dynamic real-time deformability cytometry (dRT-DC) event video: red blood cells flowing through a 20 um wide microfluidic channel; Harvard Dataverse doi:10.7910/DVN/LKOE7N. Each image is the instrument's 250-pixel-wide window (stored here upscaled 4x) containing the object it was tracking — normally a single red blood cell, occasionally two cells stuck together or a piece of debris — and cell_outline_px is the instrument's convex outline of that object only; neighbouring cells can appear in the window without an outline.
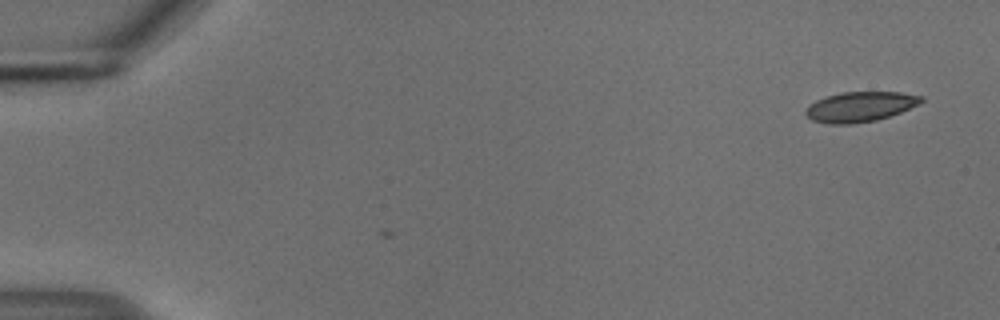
{"species": "common noctule bat (a hibernating species)", "species_latin": "Nyctalus noctula", "temperature_condition": "cold", "stored_images_in_passage": 53, "camera_frame_rate_fps": 3000, "um_per_image_px": 0.085, "animal": {"sex": "male", "body_mass_g": 18.8}, "frame": {"image": 1, "passage_image": 1, "time_ms": 0.0, "image_size_px": [1000, 320], "cell_outline_px": [[924, 100], [900, 112], [876, 120], [852, 124], [828, 124], [812, 120], [804, 112], [808, 104], [824, 96], [840, 92], [900, 92], [924, 96]], "centroid_in_image_um": [73.05, 9.06], "position_along_channel_um": 11.9, "area_um2": 20.23}}
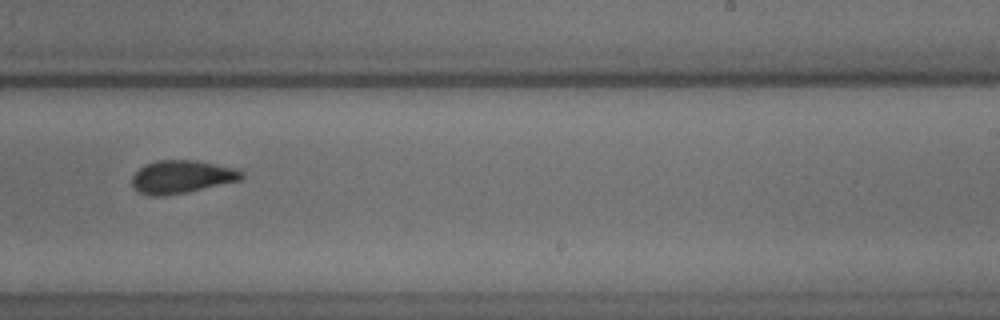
{"frame": {"image": 2, "passage_image": 33, "time_ms": 10.667, "image_size_px": [1000, 320], "cell_outline_px": [[244, 176], [240, 180], [188, 192], [164, 196], [152, 196], [140, 192], [132, 188], [132, 176], [144, 164], [156, 160], [196, 160], [240, 168], [244, 172]], "centroid_in_image_um": [15.47, 15.02], "position_along_channel_um": 273.5, "area_um2": 21.39}}
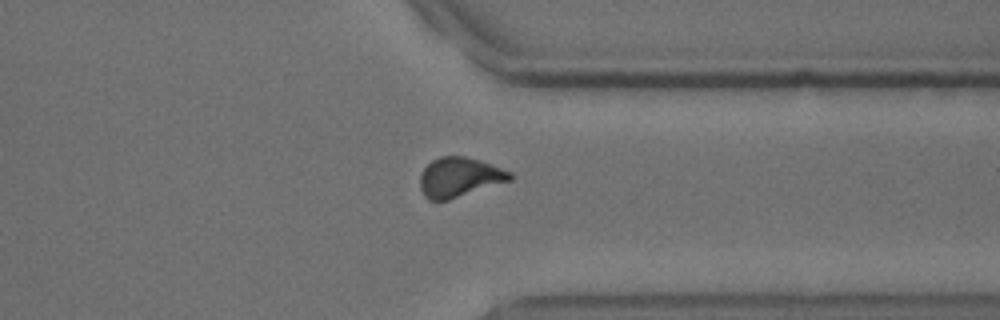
{"frame": {"image": 3, "passage_image": 41, "time_ms": 13.333, "image_size_px": [1000, 320], "cell_outline_px": [[512, 180], [448, 200], [428, 200], [424, 196], [420, 188], [420, 176], [424, 168], [432, 160], [440, 156], [464, 156], [480, 160], [512, 172]], "centroid_in_image_um": [39.04, 15.06], "position_along_channel_um": 372.4, "area_um2": 20.75}}